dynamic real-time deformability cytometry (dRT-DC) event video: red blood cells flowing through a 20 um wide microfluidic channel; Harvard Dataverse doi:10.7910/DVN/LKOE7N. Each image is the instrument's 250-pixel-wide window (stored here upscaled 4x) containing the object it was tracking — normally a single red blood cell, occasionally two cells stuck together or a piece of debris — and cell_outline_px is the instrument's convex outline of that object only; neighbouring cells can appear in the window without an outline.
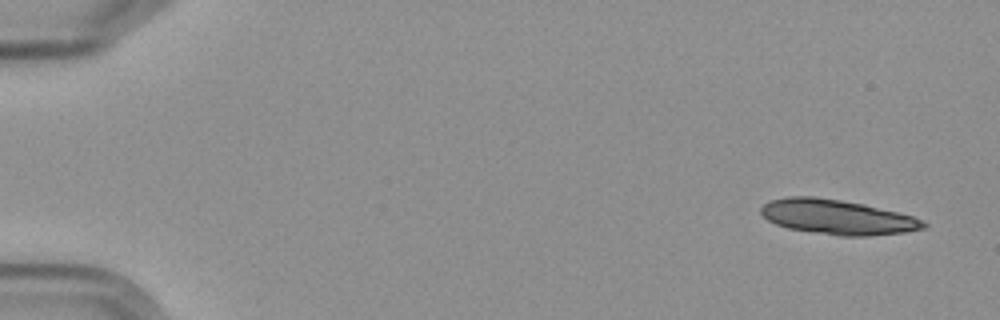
{"species": "Egyptian fruit bat (a non-hibernating species)", "species_latin": "Rousettus aegyptiacus", "temperature_condition": "cold", "stored_images_in_passage": 5, "camera_frame_rate_fps": 3000, "um_per_image_px": 0.085, "frame": {"image": 1, "passage_image": 1, "time_ms": 0.0, "image_size_px": [1000, 320], "cell_outline_px": [[928, 224], [924, 228], [904, 232], [868, 236], [840, 236], [788, 228], [776, 224], [768, 220], [760, 212], [760, 208], [764, 204], [772, 200], [788, 196], [816, 196], [864, 204], [912, 216], [924, 220]], "centroid_in_image_um": [71.17, 18.44], "position_along_channel_um": 13.8, "area_um2": 32.77}}